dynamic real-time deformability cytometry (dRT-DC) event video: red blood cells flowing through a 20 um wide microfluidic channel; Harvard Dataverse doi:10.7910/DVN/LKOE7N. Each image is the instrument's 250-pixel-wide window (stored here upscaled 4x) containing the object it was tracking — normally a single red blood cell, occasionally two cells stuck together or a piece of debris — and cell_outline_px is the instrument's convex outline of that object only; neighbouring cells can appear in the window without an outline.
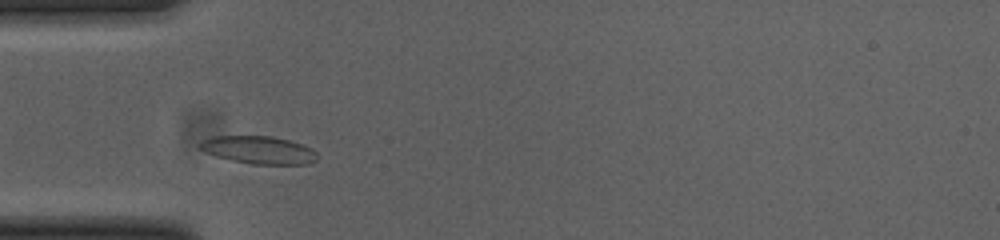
{"species": "common noctule bat (a hibernating species)", "species_latin": "Nyctalus noctula", "temperature_condition": "cold", "stored_images_in_passage": 34, "camera_frame_rate_fps": 3000, "um_per_image_px": 0.085, "animal": {"sex": "female", "body_mass_g": 23.0, "forearm_length_mm": 53.4}, "frame": {"image": 1, "passage_image": 6, "time_ms": 1.667, "image_size_px": [1000, 240], "cell_outline_px": [[316, 160], [308, 164], [252, 164], [232, 160], [216, 156], [200, 148], [196, 144], [200, 140], [212, 136], [272, 136], [288, 140], [312, 148], [316, 152]], "centroid_in_image_um": [21.96, 12.74], "position_along_channel_um": 63.0, "area_um2": 18.9}}
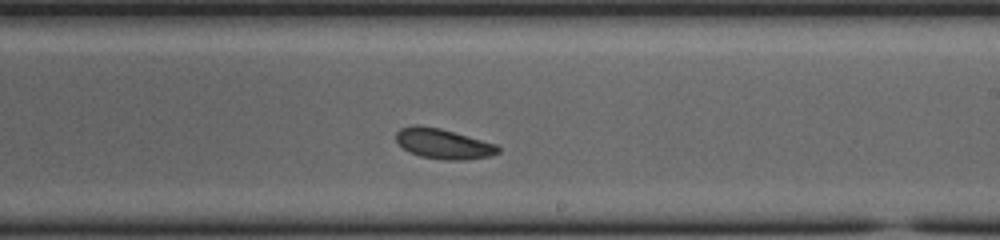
{"frame": {"image": 2, "passage_image": 21, "time_ms": 6.667, "image_size_px": [1000, 240], "cell_outline_px": [[500, 152], [488, 156], [464, 160], [444, 160], [420, 156], [408, 152], [396, 140], [396, 132], [400, 128], [416, 124], [440, 128], [496, 144], [500, 148]], "centroid_in_image_um": [37.66, 12.22], "position_along_channel_um": 251.3, "area_um2": 17.86}}
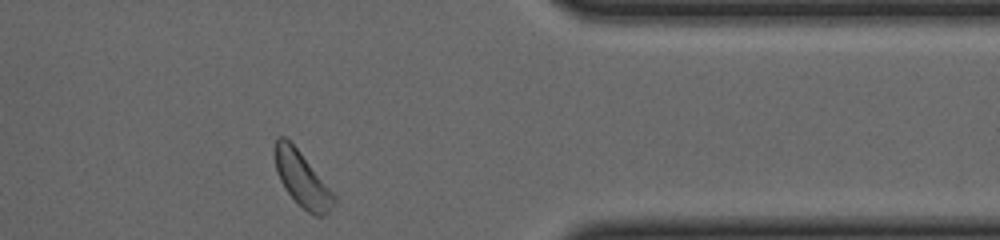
{"frame": {"image": 3, "passage_image": 33, "time_ms": 10.667, "image_size_px": [1000, 240], "cell_outline_px": [[336, 200], [328, 212], [324, 216], [316, 216], [308, 212], [284, 188], [276, 172], [272, 152], [272, 148], [276, 136], [284, 136], [300, 152], [336, 196]], "centroid_in_image_um": [25.62, 15.18], "position_along_channel_um": 385.8, "area_um2": 18.84}}